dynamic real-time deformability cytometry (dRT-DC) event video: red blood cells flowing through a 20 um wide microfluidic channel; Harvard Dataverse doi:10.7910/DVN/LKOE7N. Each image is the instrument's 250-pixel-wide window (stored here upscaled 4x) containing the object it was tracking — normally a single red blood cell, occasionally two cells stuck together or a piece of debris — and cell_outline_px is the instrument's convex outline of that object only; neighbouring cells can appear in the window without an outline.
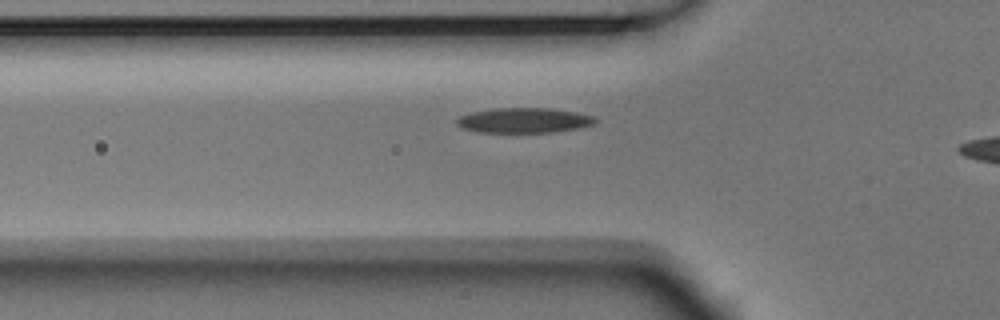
{"species": "Egyptian fruit bat (a non-hibernating species)", "species_latin": "Rousettus aegyptiacus", "temperature_condition": "room temperature", "stored_images_in_passage": 5, "segment_of_instrument_passage": [2, 2], "camera_frame_rate_fps": 3000, "um_per_image_px": 0.085, "animal": {"sex": "male"}, "frame": {"image": 1, "passage_image": 5, "time_ms": 1.333, "image_size_px": [1000, 320], "cell_outline_px": [[596, 124], [580, 128], [552, 132], [476, 132], [464, 128], [456, 124], [456, 120], [460, 116], [472, 112], [496, 108], [548, 108], [576, 112], [596, 116]], "centroid_in_image_um": [44.58, 10.23], "position_along_channel_um": 81.2, "area_um2": 20.23}}